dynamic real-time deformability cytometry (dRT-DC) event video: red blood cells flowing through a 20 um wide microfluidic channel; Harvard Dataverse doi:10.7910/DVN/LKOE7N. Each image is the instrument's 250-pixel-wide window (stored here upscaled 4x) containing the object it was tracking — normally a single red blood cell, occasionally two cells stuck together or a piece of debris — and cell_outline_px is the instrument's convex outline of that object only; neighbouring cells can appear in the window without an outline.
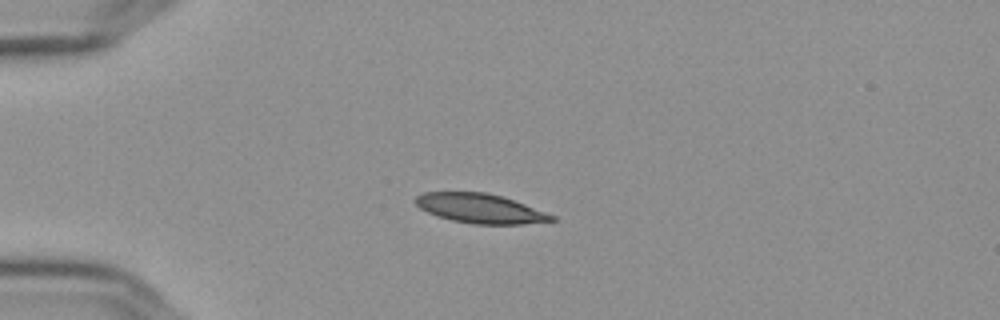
{"species": "Egyptian fruit bat (a non-hibernating species)", "species_latin": "Rousettus aegyptiacus", "temperature_condition": "cold", "stored_images_in_passage": 43, "camera_frame_rate_fps": 3000, "um_per_image_px": 0.085, "frame": {"image": 1, "passage_image": 1, "time_ms": 0.0, "image_size_px": [1000, 320], "cell_outline_px": [[556, 220], [520, 224], [472, 224], [452, 220], [428, 212], [420, 208], [416, 204], [416, 196], [424, 192], [488, 192], [504, 196], [556, 216]], "centroid_in_image_um": [40.84, 17.71], "position_along_channel_um": 44.2, "area_um2": 23.24}}
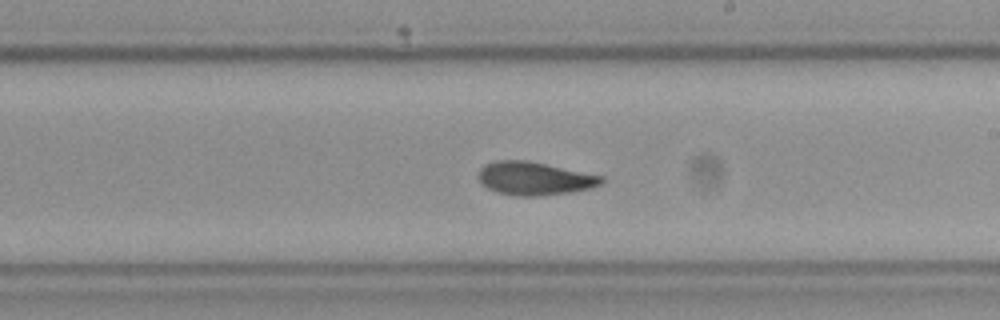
{"frame": {"image": 2, "passage_image": 20, "time_ms": 6.333, "image_size_px": [1000, 320], "cell_outline_px": [[604, 180], [600, 184], [592, 188], [572, 192], [540, 196], [516, 196], [496, 192], [488, 188], [480, 180], [480, 168], [484, 164], [496, 160], [528, 160], [604, 176]], "centroid_in_image_um": [45.46, 15.17], "position_along_channel_um": 243.5, "area_um2": 23.87}}
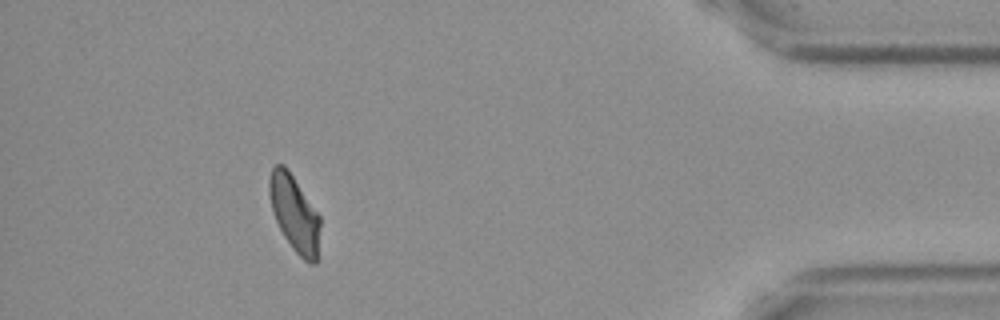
{"frame": {"image": 3, "passage_image": 38, "time_ms": 12.333, "image_size_px": [1000, 320], "cell_outline_px": [[320, 224], [316, 264], [308, 264], [292, 248], [284, 236], [276, 220], [272, 208], [268, 192], [268, 180], [272, 168], [276, 164], [284, 164], [320, 216]], "centroid_in_image_um": [25.02, 18.15], "position_along_channel_um": 410.2, "area_um2": 22.31}, "authors_computed_cell_mechanics": {"area_um2": 23.5824, "velocity_mm_per_s": 3.5952, "shape_relaxation_time_tau1_ms": 5.3702, "shape_relaxation_time_tau2_ms": 2.2922, "deformation_change_tau1": 0.1511, "deformation_change_tau2": 0.0627}}